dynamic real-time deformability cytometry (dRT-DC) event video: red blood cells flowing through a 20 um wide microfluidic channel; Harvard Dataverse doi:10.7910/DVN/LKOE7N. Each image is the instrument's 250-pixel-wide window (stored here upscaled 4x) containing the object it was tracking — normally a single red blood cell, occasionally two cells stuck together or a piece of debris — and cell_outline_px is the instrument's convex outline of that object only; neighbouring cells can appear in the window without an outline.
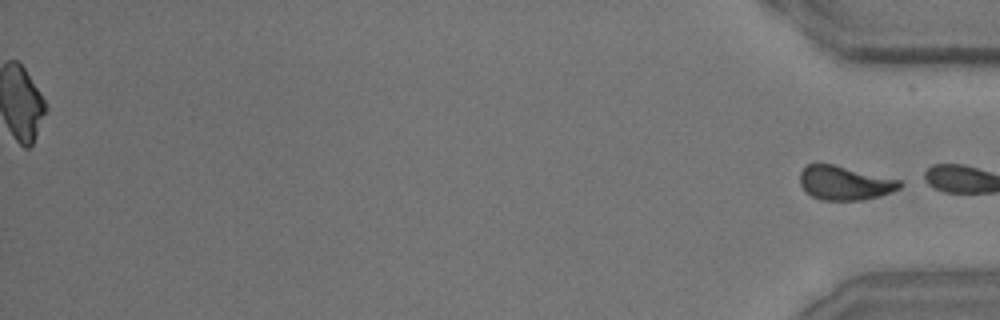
{"species": "common noctule bat (a hibernating species)", "species_latin": "Nyctalus noctula", "temperature_condition": "room temperature", "stored_images_in_passage": 52, "segment_of_instrument_passage": [2, 2], "camera_frame_rate_fps": 3000, "um_per_image_px": 0.085, "animal": {"sex": "male", "body_mass_g": 15.6}, "frame": {"image": 1, "passage_image": 52, "time_ms": 17.0, "image_size_px": [1000, 320], "cell_outline_px": [[904, 184], [900, 188], [892, 192], [880, 196], [860, 200], [820, 200], [812, 196], [800, 184], [800, 172], [808, 164], [832, 164], [900, 180]], "centroid_in_image_um": [71.82, 15.56], "position_along_channel_um": 363.4, "area_um2": 19.59}}